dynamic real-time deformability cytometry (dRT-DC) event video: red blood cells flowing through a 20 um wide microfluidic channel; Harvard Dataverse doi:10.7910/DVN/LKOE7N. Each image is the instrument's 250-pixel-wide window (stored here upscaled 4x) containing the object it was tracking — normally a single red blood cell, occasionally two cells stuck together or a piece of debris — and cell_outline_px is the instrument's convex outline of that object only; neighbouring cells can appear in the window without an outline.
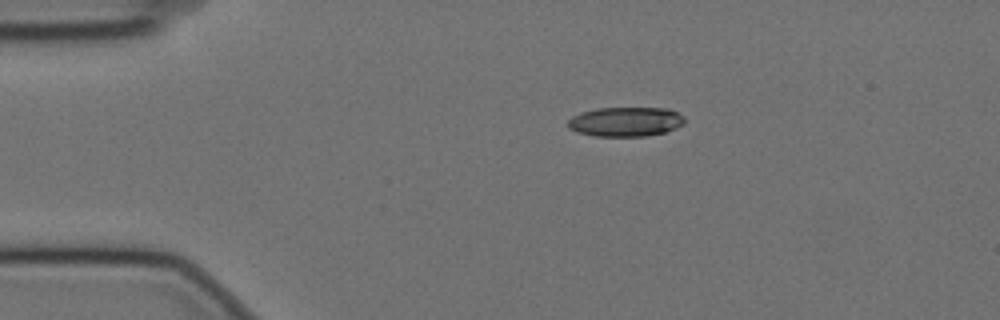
{"species": "Egyptian fruit bat (a non-hibernating species)", "species_latin": "Rousettus aegyptiacus", "temperature_condition": "cold", "stored_images_in_passage": 47, "camera_frame_rate_fps": 3000, "um_per_image_px": 0.085, "animal": {"sex": "female"}, "frame": {"image": 1, "passage_image": 1, "time_ms": 0.0, "image_size_px": [1000, 320], "cell_outline_px": [[684, 124], [676, 128], [664, 132], [644, 136], [592, 136], [576, 132], [568, 128], [568, 120], [572, 116], [580, 112], [596, 108], [668, 108], [684, 116]], "centroid_in_image_um": [53.14, 10.34], "position_along_channel_um": 31.9, "area_um2": 20.17}}
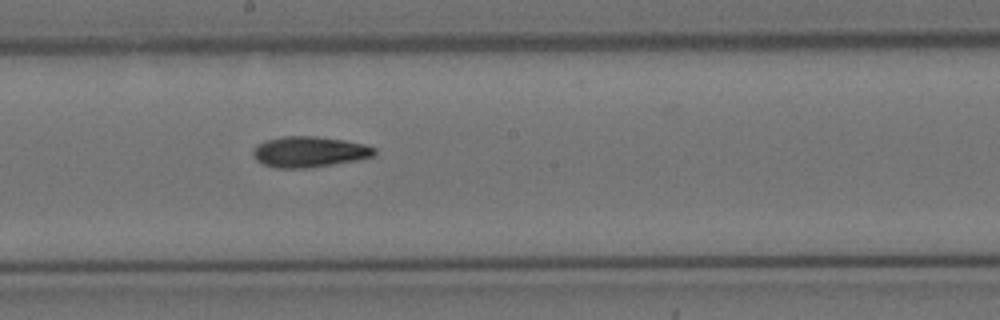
{"frame": {"image": 2, "passage_image": 21, "time_ms": 6.667, "image_size_px": [1000, 320], "cell_outline_px": [[376, 152], [372, 156], [356, 160], [308, 168], [276, 168], [264, 164], [256, 160], [252, 156], [252, 152], [256, 144], [264, 140], [284, 136], [316, 136], [344, 140], [364, 144], [376, 148]], "centroid_in_image_um": [26.24, 12.9], "position_along_channel_um": 222.0, "area_um2": 21.79}}
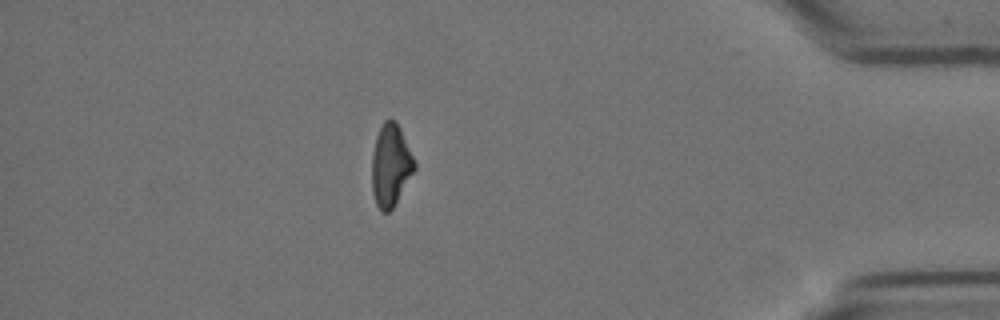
{"frame": {"image": 3, "passage_image": 40, "time_ms": 13.0, "image_size_px": [1000, 320], "cell_outline_px": [[416, 168], [392, 208], [388, 212], [380, 212], [376, 204], [372, 192], [372, 152], [376, 136], [384, 120], [396, 120], [400, 128], [416, 164]], "centroid_in_image_um": [33.19, 14.05], "position_along_channel_um": 402.0, "area_um2": 20.23}, "authors_computed_cell_mechanics": {"area_um2": 20.9236, "velocity_mm_per_s": 3.5226, "shape_relaxation_time_tau1_ms": 10.5053, "shape_relaxation_time_tau2_ms": 7.8003, "deformation_change_tau1": 0.2431, "deformation_change_tau2": 0.1677}}